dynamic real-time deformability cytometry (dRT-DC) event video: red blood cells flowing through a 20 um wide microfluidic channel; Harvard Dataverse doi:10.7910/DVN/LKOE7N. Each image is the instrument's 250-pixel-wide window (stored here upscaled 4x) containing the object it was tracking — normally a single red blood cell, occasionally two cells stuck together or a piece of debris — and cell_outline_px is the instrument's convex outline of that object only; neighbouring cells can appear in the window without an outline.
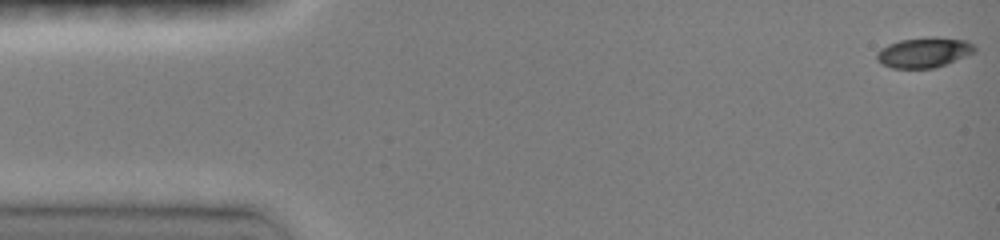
{"species": "common noctule bat (a hibernating species)", "species_latin": "Nyctalus noctula", "temperature_condition": "room temperature", "stored_images_in_passage": 22, "camera_frame_rate_fps": 3000, "um_per_image_px": 0.085, "animal": {"sex": "female", "body_mass_g": 19.0, "forearm_length_mm": 51.5}, "frame": {"image": 1, "passage_image": 1, "time_ms": 0.0, "image_size_px": [1000, 240], "cell_outline_px": [[976, 52], [944, 64], [932, 68], [892, 68], [876, 60], [876, 52], [880, 48], [888, 44], [900, 40], [932, 36], [968, 40], [976, 48]], "centroid_in_image_um": [78.53, 4.44], "position_along_channel_um": 6.5, "area_um2": 17.22}}
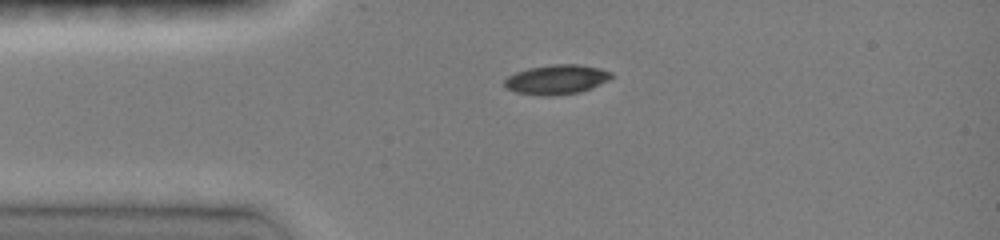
{"frame": {"image": 2, "passage_image": 15, "time_ms": 3.333, "image_size_px": [1000, 240], "cell_outline_px": [[612, 76], [608, 80], [580, 92], [548, 96], [544, 96], [516, 92], [504, 88], [504, 80], [508, 76], [516, 72], [528, 68], [552, 64], [580, 64], [600, 68], [612, 72]], "centroid_in_image_um": [47.28, 6.75], "position_along_channel_um": 37.7, "area_um2": 18.38}}
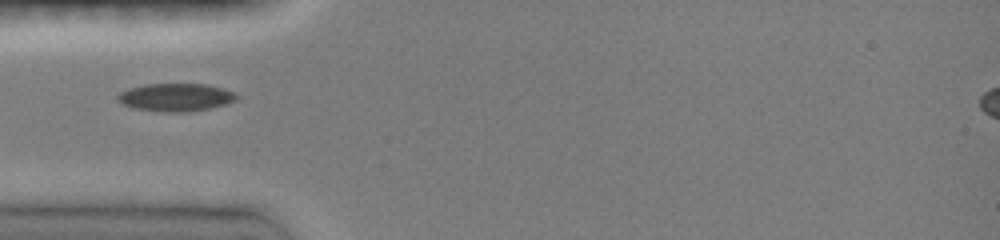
{"frame": {"image": 3, "passage_image": 21, "time_ms": 4.667, "image_size_px": [1000, 240], "cell_outline_px": [[236, 100], [224, 104], [208, 108], [184, 112], [164, 112], [136, 108], [124, 104], [116, 100], [116, 96], [120, 92], [128, 88], [144, 84], [208, 84], [224, 88], [236, 92]], "centroid_in_image_um": [14.92, 8.25], "position_along_channel_um": 70.1, "area_um2": 19.25}}